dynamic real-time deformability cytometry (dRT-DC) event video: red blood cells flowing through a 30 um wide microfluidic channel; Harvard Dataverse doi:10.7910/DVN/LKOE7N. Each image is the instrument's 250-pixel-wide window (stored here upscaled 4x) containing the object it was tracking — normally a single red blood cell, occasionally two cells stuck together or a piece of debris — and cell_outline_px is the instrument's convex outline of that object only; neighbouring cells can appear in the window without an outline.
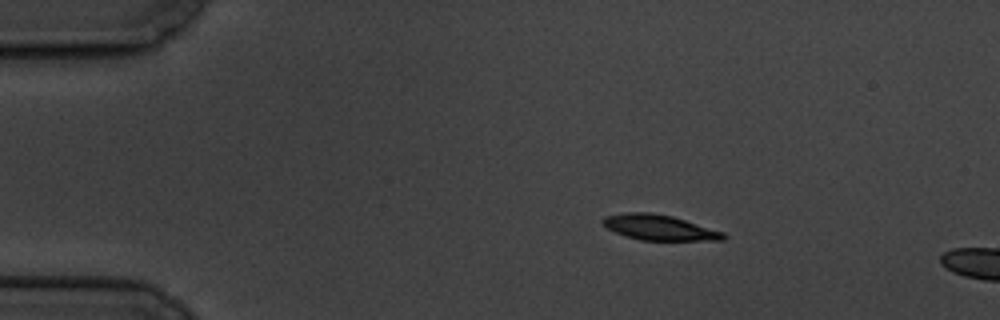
{"species": "common noctule bat (a hibernating species)", "species_latin": "Nyctalus noctula", "temperature_condition": "cold", "stored_images_in_passage": 5, "camera_frame_rate_fps": 3000, "um_per_image_px": 0.085, "animal": {"sex": "male", "body_mass_g": 19.5, "forearm_length_mm": 54.6}, "frame": {"image": 1, "passage_image": 2, "time_ms": 1.333, "image_size_px": [1000, 320], "cell_outline_px": [[728, 236], [724, 240], [640, 240], [616, 232], [600, 224], [600, 220], [604, 216], [624, 212], [652, 212], [672, 216], [724, 232]], "centroid_in_image_um": [56.01, 19.32], "position_along_channel_um": 29.0, "area_um2": 17.86}}